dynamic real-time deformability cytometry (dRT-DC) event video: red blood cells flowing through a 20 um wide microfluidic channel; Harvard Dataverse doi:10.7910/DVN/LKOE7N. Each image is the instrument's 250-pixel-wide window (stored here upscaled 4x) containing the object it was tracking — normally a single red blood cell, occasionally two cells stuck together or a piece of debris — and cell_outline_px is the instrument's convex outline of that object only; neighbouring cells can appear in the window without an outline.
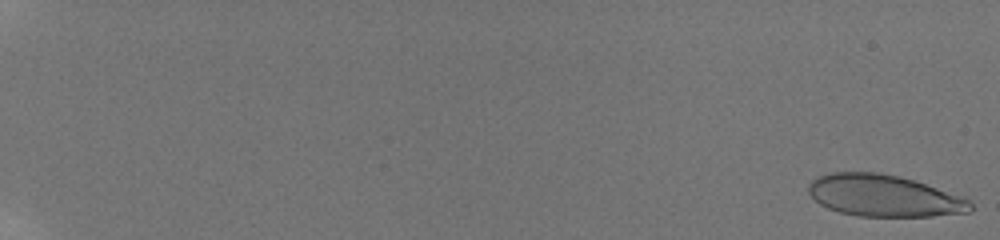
{"species": "human", "species_latin": "Homo sapiens", "temperature_condition": "room temperature", "stored_images_in_passage": 57, "camera_frame_rate_fps": 3000, "um_per_image_px": 0.085, "donor": {"sex": "male"}, "frame": {"image": 1, "passage_image": 1, "time_ms": 0.0, "image_size_px": [1000, 240], "cell_outline_px": [[972, 208], [968, 212], [932, 216], [856, 216], [840, 212], [828, 208], [820, 204], [808, 192], [808, 184], [812, 180], [828, 172], [880, 172], [900, 176], [936, 188], [968, 200], [972, 204]], "centroid_in_image_um": [75.06, 16.63], "position_along_channel_um": 9.9, "area_um2": 38.96}}
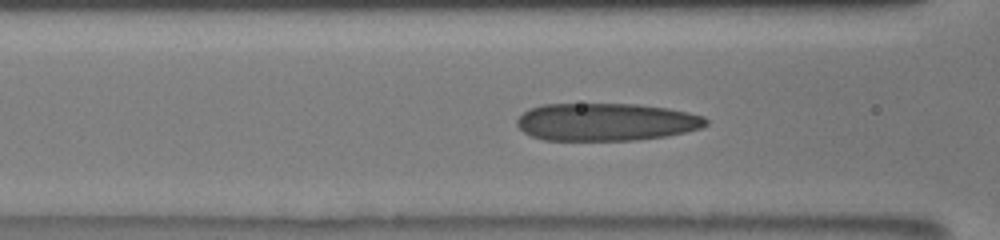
{"frame": {"image": 2, "passage_image": 36, "time_ms": 9.0, "image_size_px": [1000, 240], "cell_outline_px": [[708, 124], [700, 128], [684, 132], [664, 136], [636, 140], [544, 140], [532, 136], [524, 132], [516, 124], [516, 120], [528, 108], [544, 104], [640, 104], [668, 108], [688, 112], [704, 116], [708, 120]], "centroid_in_image_um": [51.51, 10.36], "position_along_channel_um": 115.1, "area_um2": 41.56}}
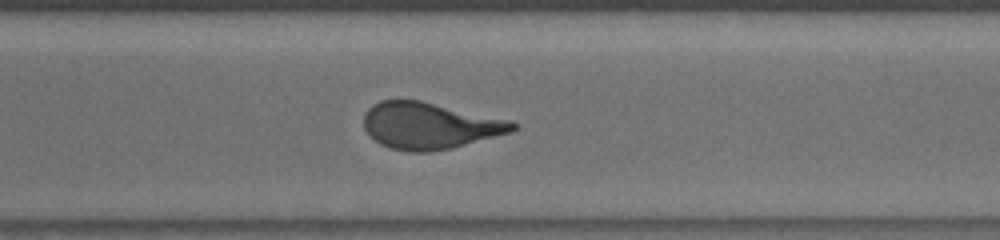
{"frame": {"image": 3, "passage_image": 57, "time_ms": 14.667, "image_size_px": [1000, 240], "cell_outline_px": [[516, 128], [512, 132], [452, 148], [432, 152], [408, 152], [392, 148], [380, 144], [364, 128], [364, 112], [372, 104], [380, 100], [420, 100], [512, 120], [516, 124]], "centroid_in_image_um": [36.53, 10.68], "position_along_channel_um": 334.1, "area_um2": 40.52}}